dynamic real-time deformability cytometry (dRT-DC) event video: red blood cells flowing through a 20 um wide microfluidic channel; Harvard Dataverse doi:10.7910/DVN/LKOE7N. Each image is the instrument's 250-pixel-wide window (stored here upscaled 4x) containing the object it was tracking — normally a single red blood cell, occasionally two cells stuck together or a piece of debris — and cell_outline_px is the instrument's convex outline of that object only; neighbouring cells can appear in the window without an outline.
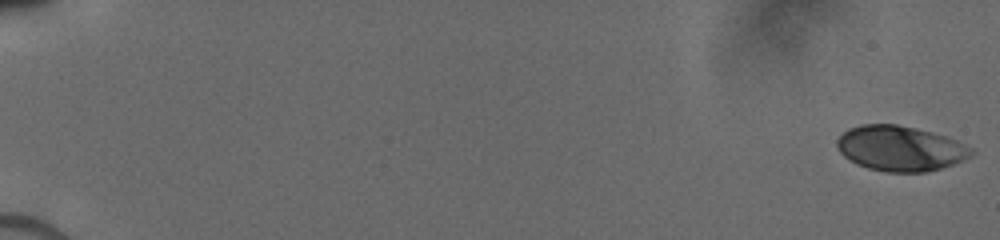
{"species": "human", "species_latin": "Homo sapiens", "temperature_condition": "cold", "stored_images_in_passage": 43, "camera_frame_rate_fps": 3000, "um_per_image_px": 0.085, "donor": {"sex": "male"}, "frame": {"image": 1, "passage_image": 1, "time_ms": 0.0, "image_size_px": [1000, 240], "cell_outline_px": [[976, 152], [972, 156], [964, 160], [940, 168], [924, 172], [888, 172], [868, 168], [856, 164], [844, 156], [840, 152], [836, 144], [836, 140], [848, 128], [860, 124], [896, 124], [916, 128], [932, 132], [956, 140], [972, 148]], "centroid_in_image_um": [76.52, 12.61], "position_along_channel_um": 8.5, "area_um2": 35.37}}
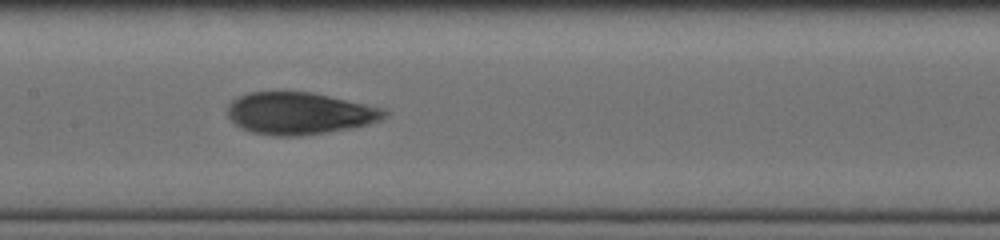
{"frame": {"image": 2, "passage_image": 25, "time_ms": 9.333, "image_size_px": [1000, 240], "cell_outline_px": [[388, 116], [380, 120], [368, 124], [352, 128], [300, 136], [276, 136], [252, 132], [240, 128], [228, 116], [228, 104], [236, 96], [248, 92], [312, 92], [384, 108], [388, 112]], "centroid_in_image_um": [25.45, 9.63], "position_along_channel_um": 181.9, "area_um2": 38.55}}
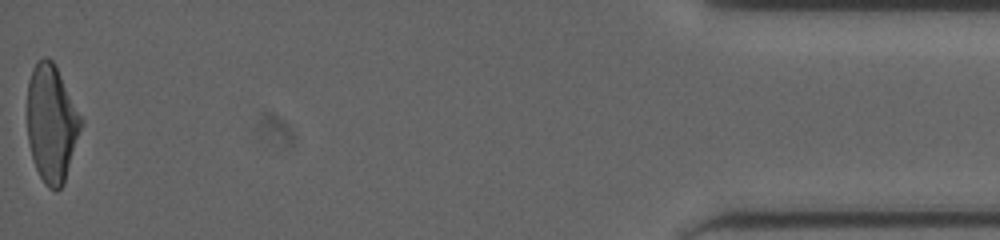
{"frame": {"image": 3, "passage_image": 43, "time_ms": 17.333, "image_size_px": [1000, 240], "cell_outline_px": [[84, 120], [64, 184], [56, 192], [48, 188], [44, 184], [36, 168], [32, 156], [28, 140], [28, 80], [32, 68], [36, 60], [44, 56], [48, 56], [56, 64]], "centroid_in_image_um": [4.4, 10.45], "position_along_channel_um": 430.8, "area_um2": 37.28}}